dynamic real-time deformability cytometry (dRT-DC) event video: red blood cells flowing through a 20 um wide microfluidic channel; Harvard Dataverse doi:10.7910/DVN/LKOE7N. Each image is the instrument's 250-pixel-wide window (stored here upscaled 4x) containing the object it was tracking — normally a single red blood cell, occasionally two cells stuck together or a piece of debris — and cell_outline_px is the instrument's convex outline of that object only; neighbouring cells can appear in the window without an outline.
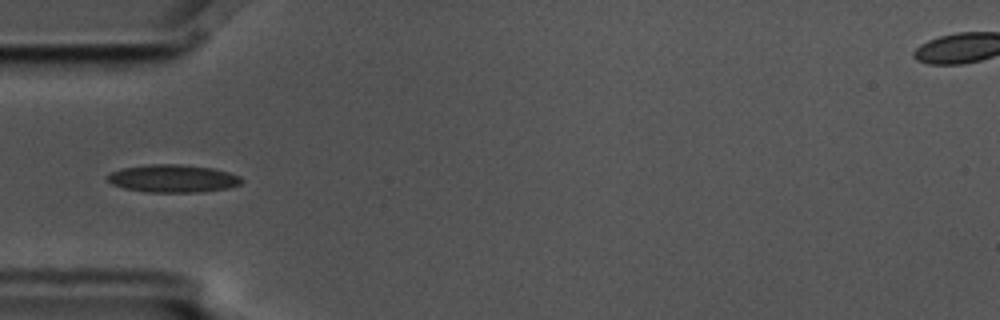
{"species": "common noctule bat (a hibernating species)", "species_latin": "Nyctalus noctula", "temperature_condition": "cold", "stored_images_in_passage": 7, "camera_frame_rate_fps": 3000, "um_per_image_px": 0.085, "animal": {"sex": "male", "body_mass_g": 17.5, "forearm_length_mm": 52.3}, "frame": {"image": 1, "passage_image": 4, "time_ms": 1.0, "image_size_px": [1000, 320], "cell_outline_px": [[244, 180], [240, 184], [228, 188], [200, 192], [144, 192], [124, 188], [112, 184], [108, 180], [108, 176], [112, 172], [120, 168], [148, 164], [180, 164], [212, 168], [228, 172], [240, 176]], "centroid_in_image_um": [14.7, 15.17], "position_along_channel_um": 70.3, "area_um2": 21.73}}